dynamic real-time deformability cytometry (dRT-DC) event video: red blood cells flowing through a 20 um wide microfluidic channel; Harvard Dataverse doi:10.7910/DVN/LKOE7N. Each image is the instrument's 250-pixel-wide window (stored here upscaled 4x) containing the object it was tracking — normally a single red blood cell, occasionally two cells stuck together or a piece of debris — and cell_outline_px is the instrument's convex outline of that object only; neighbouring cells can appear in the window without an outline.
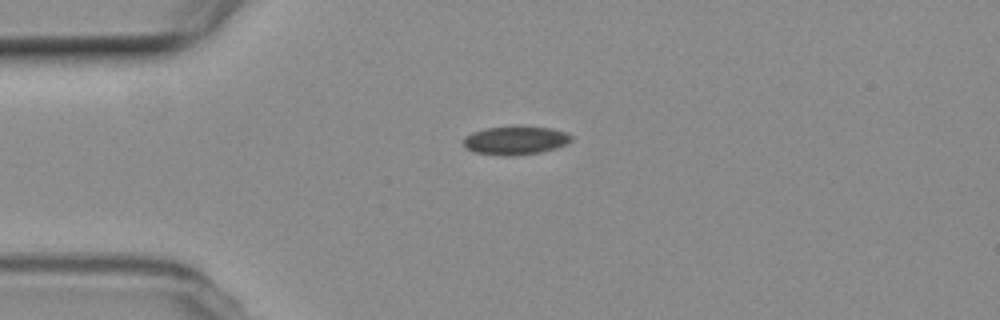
{"species": "common noctule bat (a hibernating species)", "species_latin": "Nyctalus noctula", "temperature_condition": "room temperature", "stored_images_in_passage": 2, "camera_frame_rate_fps": 3000, "um_per_image_px": 0.085, "animal": {"sex": "female", "body_mass_g": 19.3, "forearm_length_mm": 54.1}, "frame": {"image": 1, "passage_image": 1, "time_ms": 0.0, "image_size_px": [1000, 320], "cell_outline_px": [[572, 140], [568, 144], [556, 148], [540, 152], [512, 156], [504, 156], [476, 152], [464, 148], [464, 136], [472, 132], [484, 128], [516, 124], [552, 128], [564, 132], [572, 136]], "centroid_in_image_um": [43.81, 11.9], "position_along_channel_um": 41.2, "area_um2": 18.5}}